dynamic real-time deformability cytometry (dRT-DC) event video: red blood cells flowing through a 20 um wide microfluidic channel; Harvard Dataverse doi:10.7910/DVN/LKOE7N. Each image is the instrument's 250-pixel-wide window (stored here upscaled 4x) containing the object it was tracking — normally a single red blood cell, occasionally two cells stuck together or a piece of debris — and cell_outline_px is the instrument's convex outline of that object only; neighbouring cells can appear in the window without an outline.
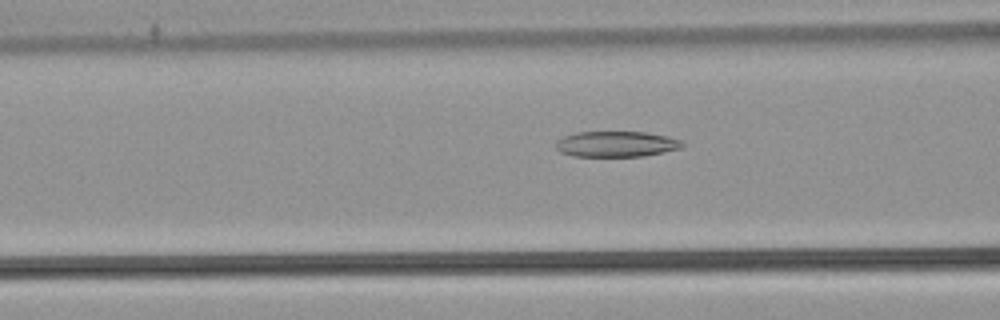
{"species": "common noctule bat (a hibernating species)", "species_latin": "Nyctalus noctula", "temperature_condition": "warm", "stored_images_in_passage": 52, "camera_frame_rate_fps": 3000, "um_per_image_px": 0.085, "animal": {"sex": "male", "body_mass_g": 21.5, "forearm_length_mm": 52.0}, "frame": {"image": 1, "passage_image": 20, "time_ms": 6.333, "image_size_px": [1000, 320], "cell_outline_px": [[684, 144], [680, 148], [664, 152], [644, 156], [572, 156], [560, 152], [556, 148], [556, 140], [564, 136], [576, 132], [644, 132], [668, 136], [680, 140]], "centroid_in_image_um": [52.36, 12.24], "position_along_channel_um": 114.2, "area_um2": 18.9}}
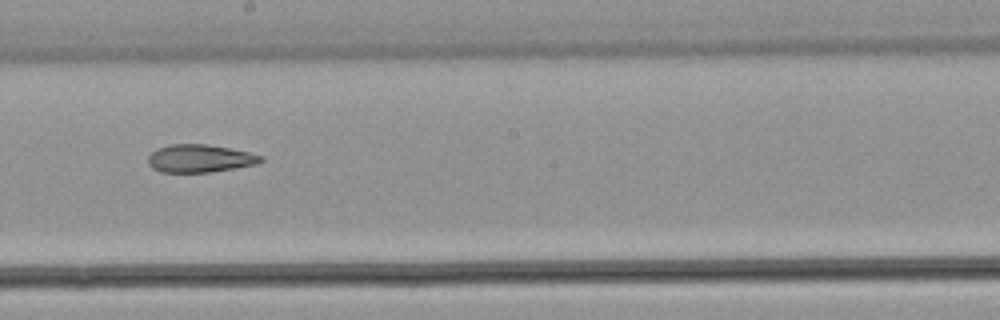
{"frame": {"image": 2, "passage_image": 29, "time_ms": 9.333, "image_size_px": [1000, 320], "cell_outline_px": [[264, 160], [256, 164], [236, 168], [208, 172], [160, 172], [152, 168], [148, 164], [148, 156], [156, 148], [172, 144], [208, 144], [248, 152], [264, 156]], "centroid_in_image_um": [16.97, 13.47], "position_along_channel_um": 231.2, "area_um2": 18.32}}
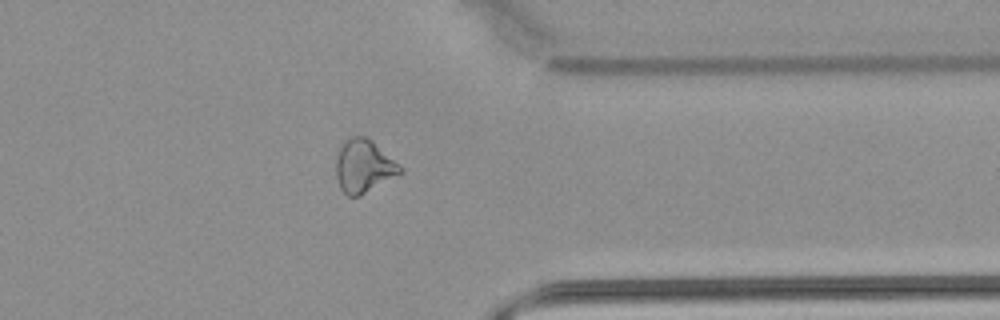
{"frame": {"image": 3, "passage_image": 41, "time_ms": 13.333, "image_size_px": [1000, 320], "cell_outline_px": [[404, 172], [360, 196], [348, 196], [340, 188], [336, 176], [336, 156], [340, 144], [344, 140], [352, 136], [364, 136], [372, 140], [400, 164], [404, 168]], "centroid_in_image_um": [30.92, 14.11], "position_along_channel_um": 380.5, "area_um2": 20.11}, "authors_computed_cell_mechanics": {"area_um2": 21.0103, "velocity_mm_per_s": 3.8991, "shape_relaxation_time_tau1_ms": null, "shape_relaxation_time_tau2_ms": 3.5968, "deformation_change_tau1": null, "deformation_change_tau2": 0.1253}}